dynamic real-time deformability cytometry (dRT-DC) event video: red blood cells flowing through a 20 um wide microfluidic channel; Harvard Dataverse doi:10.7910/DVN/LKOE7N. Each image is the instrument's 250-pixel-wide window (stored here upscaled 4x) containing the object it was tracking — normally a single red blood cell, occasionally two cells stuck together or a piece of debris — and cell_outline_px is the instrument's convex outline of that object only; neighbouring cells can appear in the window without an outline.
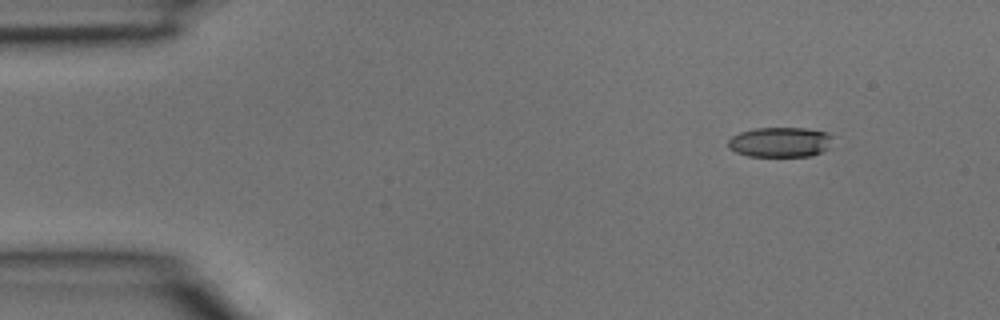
{"species": "common noctule bat (a hibernating species)", "species_latin": "Nyctalus noctula", "temperature_condition": "room temperature", "stored_images_in_passage": 4, "camera_frame_rate_fps": 3000, "um_per_image_px": 0.085, "animal": {"sex": "male", "body_mass_g": 15.6}, "frame": {"image": 1, "passage_image": 2, "time_ms": 0.333, "image_size_px": [1000, 320], "cell_outline_px": [[832, 136], [828, 148], [812, 156], [748, 156], [736, 152], [728, 148], [728, 140], [732, 136], [740, 132], [756, 128], [804, 128], [828, 132]], "centroid_in_image_um": [66.3, 12.08], "position_along_channel_um": 18.7, "area_um2": 18.26}}
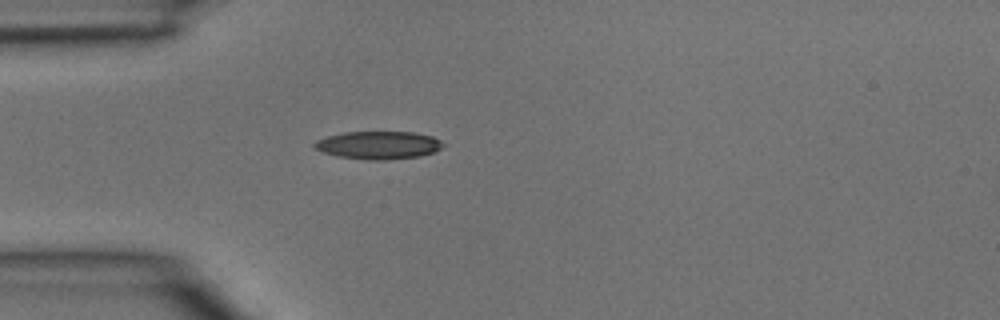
{"frame": {"image": 2, "passage_image": 4, "time_ms": 1.0, "image_size_px": [1000, 320], "cell_outline_px": [[444, 144], [436, 152], [420, 156], [384, 160], [368, 160], [336, 156], [312, 148], [312, 144], [316, 140], [328, 136], [344, 132], [416, 132], [432, 136], [440, 140]], "centroid_in_image_um": [32.16, 12.34], "position_along_channel_um": 52.8, "area_um2": 21.04}}